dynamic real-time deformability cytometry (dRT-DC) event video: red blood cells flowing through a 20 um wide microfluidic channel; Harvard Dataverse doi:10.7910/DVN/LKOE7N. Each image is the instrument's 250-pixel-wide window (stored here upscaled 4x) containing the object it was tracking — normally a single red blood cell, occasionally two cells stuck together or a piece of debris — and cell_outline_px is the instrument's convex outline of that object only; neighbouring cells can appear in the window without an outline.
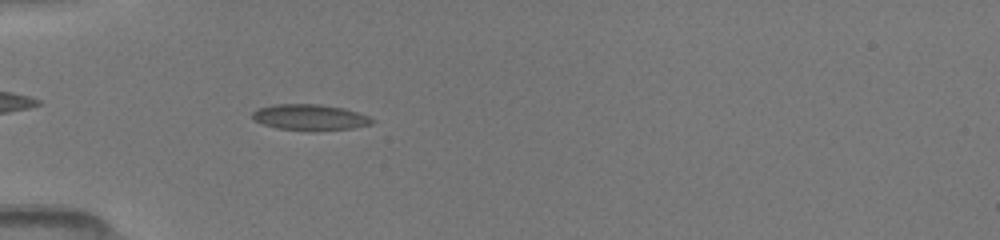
{"species": "common noctule bat (a hibernating species)", "species_latin": "Nyctalus noctula", "temperature_condition": "room temperature", "stored_images_in_passage": 23, "camera_frame_rate_fps": 3000, "um_per_image_px": 0.085, "animal": {"sex": "female", "body_mass_g": 19.5, "forearm_length_mm": 54.1}, "frame": {"image": 1, "passage_image": 11, "time_ms": 4.0, "image_size_px": [1000, 240], "cell_outline_px": [[376, 120], [372, 124], [352, 128], [276, 128], [264, 124], [256, 120], [252, 116], [252, 112], [260, 108], [272, 104], [320, 104], [344, 108], [360, 112]], "centroid_in_image_um": [26.38, 9.92], "position_along_channel_um": 58.6, "area_um2": 17.28}}
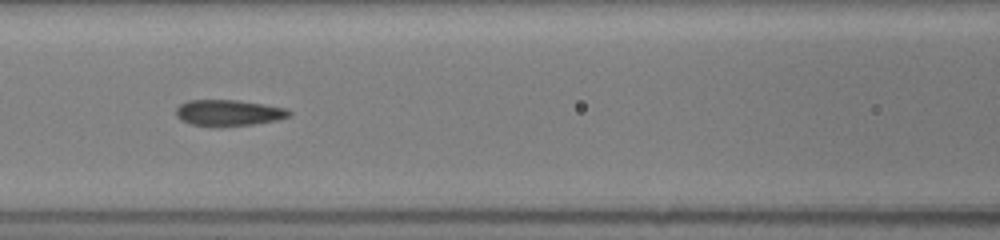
{"frame": {"image": 2, "passage_image": 17, "time_ms": 6.333, "image_size_px": [1000, 240], "cell_outline_px": [[292, 112], [288, 116], [276, 120], [252, 124], [216, 128], [208, 128], [192, 124], [180, 120], [176, 116], [176, 108], [180, 104], [188, 100], [240, 100], [288, 108]], "centroid_in_image_um": [19.39, 9.6], "position_along_channel_um": 147.2, "area_um2": 17.63}}
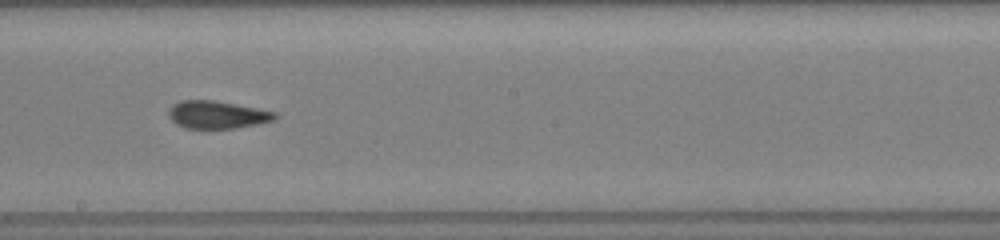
{"frame": {"image": 3, "passage_image": 22, "time_ms": 8.333, "image_size_px": [1000, 240], "cell_outline_px": [[280, 116], [272, 120], [256, 124], [236, 128], [188, 128], [176, 124], [168, 116], [168, 112], [172, 104], [180, 100], [212, 100], [236, 104], [276, 112]], "centroid_in_image_um": [18.44, 9.74], "position_along_channel_um": 229.8, "area_um2": 17.05}}